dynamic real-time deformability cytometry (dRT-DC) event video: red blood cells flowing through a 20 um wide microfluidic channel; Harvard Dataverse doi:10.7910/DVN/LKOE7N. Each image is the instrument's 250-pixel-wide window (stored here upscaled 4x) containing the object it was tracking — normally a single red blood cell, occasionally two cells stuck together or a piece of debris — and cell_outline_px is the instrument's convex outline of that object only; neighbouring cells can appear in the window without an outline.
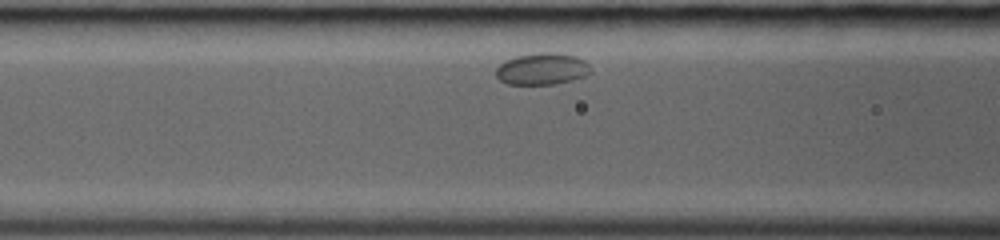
{"species": "common noctule bat (a hibernating species)", "species_latin": "Nyctalus noctula", "temperature_condition": "room temperature", "stored_images_in_passage": 10, "camera_frame_rate_fps": 3000, "um_per_image_px": 0.085, "animal": {"sex": "female", "body_mass_g": 19.0, "forearm_length_mm": 53.3}, "frame": {"image": 1, "passage_image": 5, "time_ms": 1.333, "image_size_px": [1000, 240], "cell_outline_px": [[588, 72], [584, 76], [572, 80], [556, 84], [508, 84], [500, 80], [496, 76], [496, 68], [500, 64], [516, 56], [540, 52], [552, 52], [576, 56], [584, 60], [588, 64]], "centroid_in_image_um": [46.05, 5.85], "position_along_channel_um": 120.5, "area_um2": 17.28}}
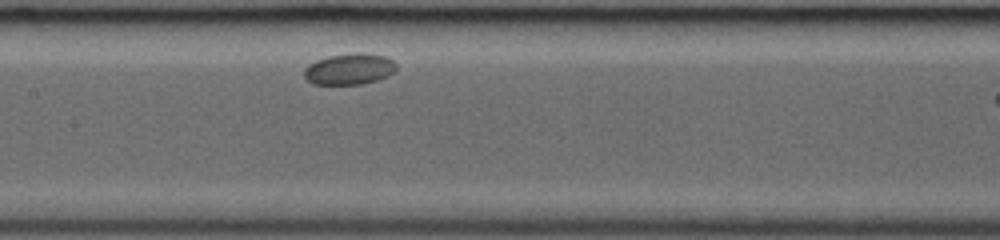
{"frame": {"image": 2, "passage_image": 9, "time_ms": 2.667, "image_size_px": [1000, 240], "cell_outline_px": [[396, 68], [388, 76], [376, 80], [360, 84], [312, 84], [304, 76], [304, 68], [308, 64], [316, 60], [328, 56], [352, 52], [364, 52], [384, 56], [392, 60], [396, 64]], "centroid_in_image_um": [29.67, 5.85], "position_along_channel_um": 177.7, "area_um2": 16.82}}